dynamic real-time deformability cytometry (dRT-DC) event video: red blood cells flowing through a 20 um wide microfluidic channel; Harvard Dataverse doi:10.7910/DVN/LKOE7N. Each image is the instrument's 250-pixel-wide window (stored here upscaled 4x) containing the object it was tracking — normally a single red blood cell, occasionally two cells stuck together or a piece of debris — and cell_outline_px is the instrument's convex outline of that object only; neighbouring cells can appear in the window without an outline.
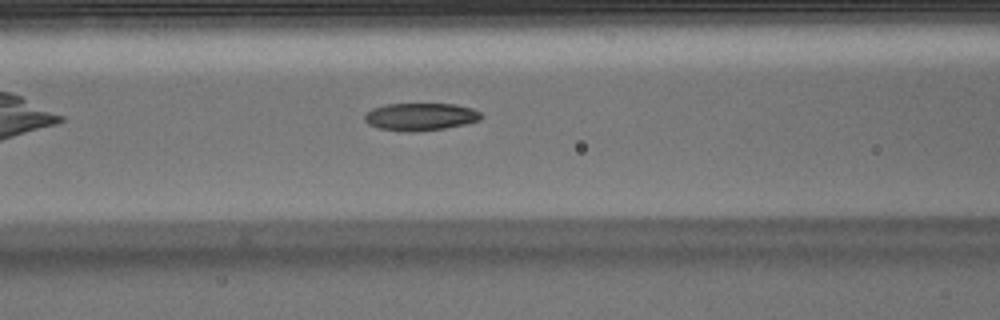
{"species": "Egyptian fruit bat (a non-hibernating species)", "species_latin": "Rousettus aegyptiacus", "temperature_condition": "warm", "stored_images_in_passage": 6, "camera_frame_rate_fps": 3000, "um_per_image_px": 0.085, "animal": {"sex": "male"}, "frame": {"image": 1, "passage_image": 6, "time_ms": 1.667, "image_size_px": [1000, 320], "cell_outline_px": [[484, 116], [480, 120], [464, 124], [444, 128], [412, 132], [404, 132], [380, 128], [368, 124], [364, 120], [364, 116], [372, 108], [384, 104], [456, 104], [472, 108], [480, 112]], "centroid_in_image_um": [35.74, 9.92], "position_along_channel_um": 130.9, "area_um2": 18.73}}